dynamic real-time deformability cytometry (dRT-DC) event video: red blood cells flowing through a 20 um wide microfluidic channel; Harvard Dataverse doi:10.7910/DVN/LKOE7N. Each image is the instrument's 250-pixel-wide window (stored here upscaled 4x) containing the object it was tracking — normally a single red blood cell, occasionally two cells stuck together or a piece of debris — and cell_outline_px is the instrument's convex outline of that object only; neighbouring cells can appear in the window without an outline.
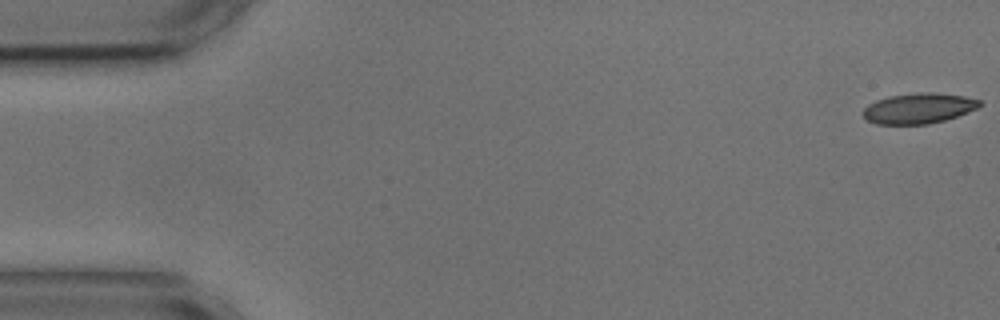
{"species": "common noctule bat (a hibernating species)", "species_latin": "Nyctalus noctula", "temperature_condition": "cold", "stored_images_in_passage": 55, "camera_frame_rate_fps": 3000, "um_per_image_px": 0.085, "animal": {"sex": "male", "body_mass_g": 17.9, "forearm_length_mm": 54.2}, "frame": {"image": 1, "passage_image": 1, "time_ms": 0.0, "image_size_px": [1000, 320], "cell_outline_px": [[984, 104], [968, 112], [944, 120], [928, 124], [876, 124], [868, 120], [864, 116], [864, 108], [868, 104], [876, 100], [888, 96], [916, 92], [932, 92], [964, 96], [980, 100]], "centroid_in_image_um": [78.09, 9.19], "position_along_channel_um": 6.9, "area_um2": 20.63}}
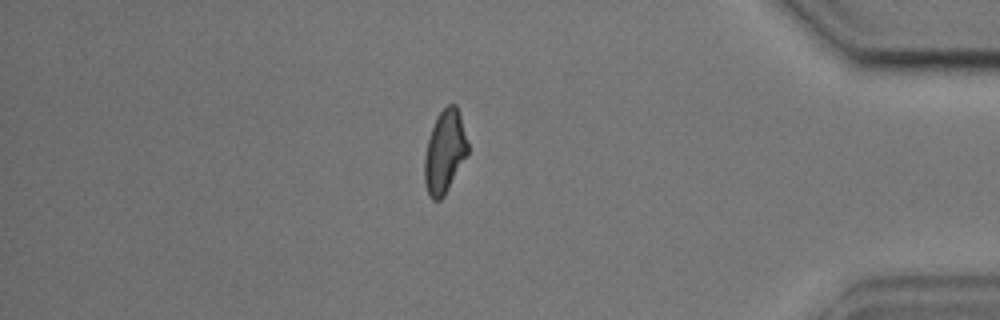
{"frame": {"image": 2, "passage_image": 47, "time_ms": 15.333, "image_size_px": [1000, 320], "cell_outline_px": [[468, 156], [444, 196], [440, 200], [432, 200], [428, 196], [424, 180], [424, 156], [428, 140], [436, 116], [448, 104], [456, 104], [460, 116], [468, 144]], "centroid_in_image_um": [37.79, 12.94], "position_along_channel_um": 397.4, "area_um2": 21.04}}
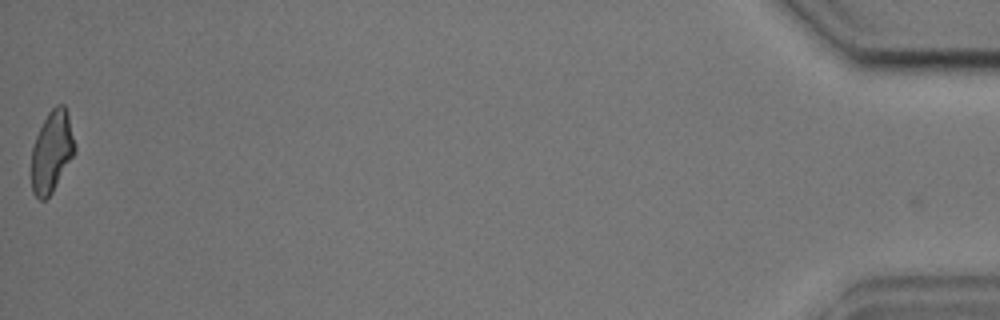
{"frame": {"image": 3, "passage_image": 55, "time_ms": 18.0, "image_size_px": [1000, 320], "cell_outline_px": [[76, 152], [52, 192], [44, 200], [40, 200], [32, 192], [32, 148], [36, 136], [48, 112], [56, 104], [64, 104], [68, 112], [76, 148]], "centroid_in_image_um": [4.42, 12.86], "position_along_channel_um": 430.8, "area_um2": 20.52}, "authors_computed_cell_mechanics": {"area_um2": 21.5016, "velocity_mm_per_s": 3.6243, "shape_relaxation_time_tau1_ms": null, "shape_relaxation_time_tau2_ms": 2.418, "deformation_change_tau1": null, "deformation_change_tau2": 0.0926}}